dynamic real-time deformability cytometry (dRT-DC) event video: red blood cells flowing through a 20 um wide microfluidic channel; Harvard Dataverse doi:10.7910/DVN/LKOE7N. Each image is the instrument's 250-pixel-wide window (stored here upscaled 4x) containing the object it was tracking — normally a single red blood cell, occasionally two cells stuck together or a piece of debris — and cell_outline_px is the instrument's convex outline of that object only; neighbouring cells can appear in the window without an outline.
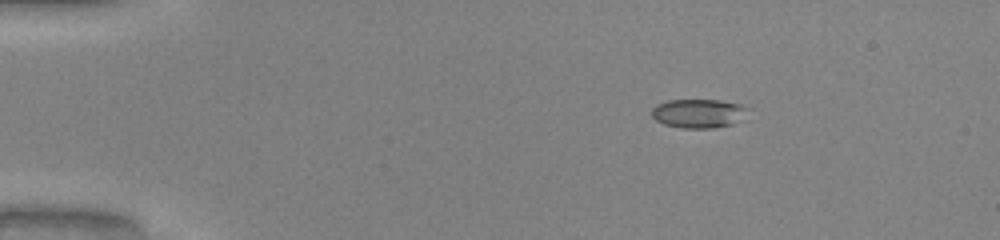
{"species": "common noctule bat (a hibernating species)", "species_latin": "Nyctalus noctula", "temperature_condition": "warm", "stored_images_in_passage": 51, "camera_frame_rate_fps": 3000, "um_per_image_px": 0.085, "animal": {"sex": "male", "body_mass_g": 20.0, "forearm_length_mm": 53.3}, "frame": {"image": 1, "passage_image": 9, "time_ms": 2.667, "image_size_px": [1000, 240], "cell_outline_px": [[752, 108], [732, 124], [712, 128], [680, 128], [664, 124], [656, 120], [652, 116], [652, 108], [656, 104], [668, 100], [720, 100], [740, 104]], "centroid_in_image_um": [59.35, 9.63], "position_along_channel_um": 25.6, "area_um2": 16.18}}
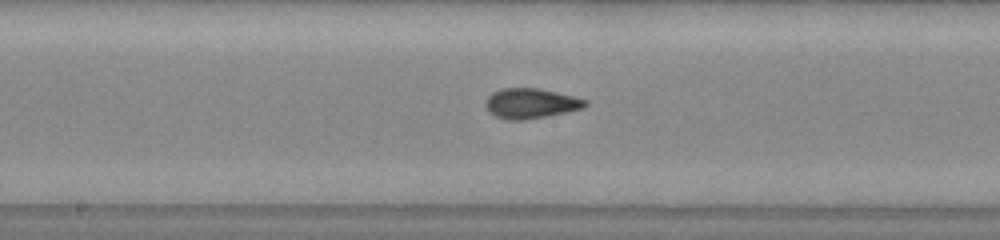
{"frame": {"image": 2, "passage_image": 28, "time_ms": 9.0, "image_size_px": [1000, 240], "cell_outline_px": [[588, 104], [584, 108], [568, 112], [548, 116], [524, 120], [504, 120], [488, 112], [484, 104], [488, 96], [492, 92], [500, 88], [540, 88], [588, 100]], "centroid_in_image_um": [45.1, 8.79], "position_along_channel_um": 203.1, "area_um2": 17.74}}
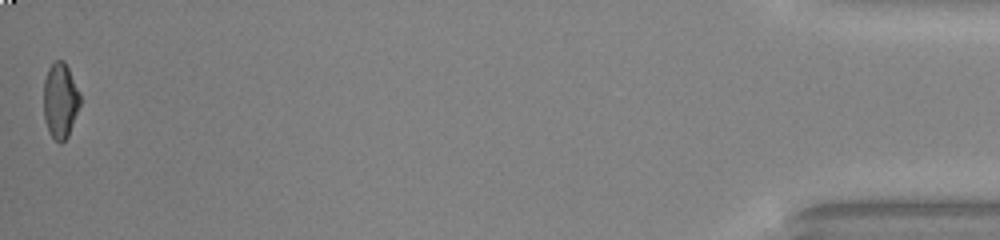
{"frame": {"image": 3, "passage_image": 51, "time_ms": 16.667, "image_size_px": [1000, 240], "cell_outline_px": [[80, 104], [68, 136], [60, 144], [52, 136], [44, 120], [44, 80], [48, 68], [56, 60], [64, 60], [80, 92]], "centroid_in_image_um": [5.12, 8.53], "position_along_channel_um": 430.1, "area_um2": 15.9}, "authors_computed_cell_mechanics": {"area_um2": 16.7042, "velocity_mm_per_s": 4.1421, "shape_relaxation_time_tau1_ms": 9.6268, "shape_relaxation_time_tau2_ms": 1.3776, "deformation_change_tau1": 0.2351, "deformation_change_tau2": 0.066}}